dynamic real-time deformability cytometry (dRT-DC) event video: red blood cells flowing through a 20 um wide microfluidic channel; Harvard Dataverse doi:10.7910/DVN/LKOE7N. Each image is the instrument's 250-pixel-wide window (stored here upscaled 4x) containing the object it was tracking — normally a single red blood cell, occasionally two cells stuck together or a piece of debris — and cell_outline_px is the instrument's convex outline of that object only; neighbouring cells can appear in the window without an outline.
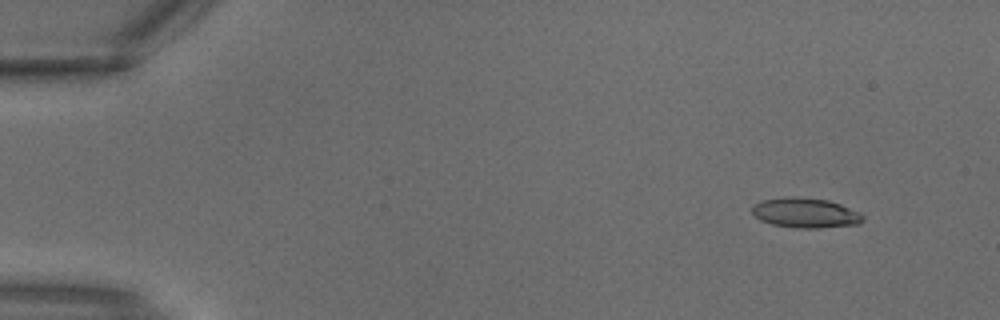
{"species": "common noctule bat (a hibernating species)", "species_latin": "Nyctalus noctula", "temperature_condition": "warm", "stored_images_in_passage": 2, "camera_frame_rate_fps": 3000, "um_per_image_px": 0.085, "animal": {"sex": "male", "body_mass_g": 18.8}, "frame": {"image": 1, "passage_image": 2, "time_ms": 0.333, "image_size_px": [1000, 320], "cell_outline_px": [[864, 220], [860, 224], [820, 228], [796, 228], [772, 224], [760, 220], [752, 212], [752, 204], [760, 200], [784, 196], [796, 196], [828, 200], [840, 204], [860, 212], [864, 216]], "centroid_in_image_um": [68.45, 18.08], "position_along_channel_um": 16.5, "area_um2": 19.65}}